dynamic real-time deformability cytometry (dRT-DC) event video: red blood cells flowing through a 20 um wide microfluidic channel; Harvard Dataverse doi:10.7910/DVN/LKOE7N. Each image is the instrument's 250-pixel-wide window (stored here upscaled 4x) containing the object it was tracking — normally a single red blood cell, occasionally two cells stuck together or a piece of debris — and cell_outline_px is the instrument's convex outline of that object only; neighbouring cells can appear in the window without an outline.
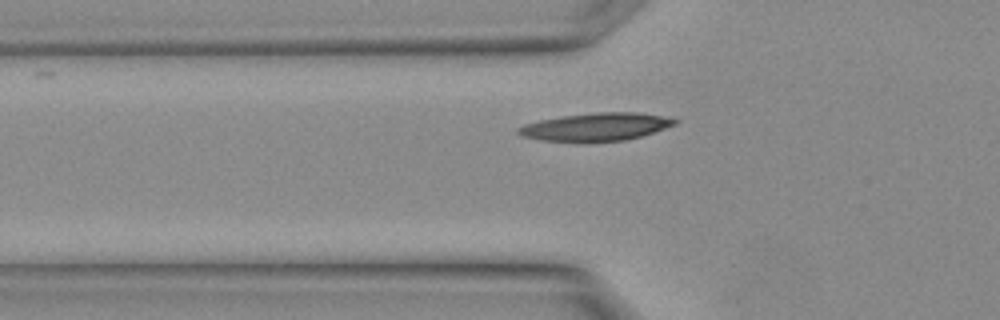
{"species": "Egyptian fruit bat (a non-hibernating species)", "species_latin": "Rousettus aegyptiacus", "temperature_condition": "warm", "stored_images_in_passage": 7, "camera_frame_rate_fps": 3000, "um_per_image_px": 0.085, "animal": {"sex": "female"}, "frame": {"image": 1, "passage_image": 4, "time_ms": 1.0, "image_size_px": [1000, 320], "cell_outline_px": [[680, 120], [676, 124], [640, 136], [624, 140], [540, 140], [520, 136], [516, 132], [516, 128], [524, 124], [540, 120], [560, 116], [600, 112], [636, 112], [660, 116]], "centroid_in_image_um": [50.6, 10.76], "position_along_channel_um": 75.2, "area_um2": 24.74}}
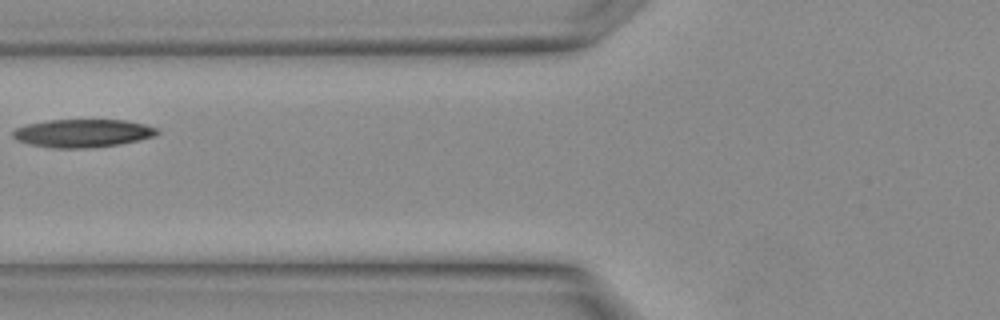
{"frame": {"image": 2, "passage_image": 6, "time_ms": 1.667, "image_size_px": [1000, 320], "cell_outline_px": [[160, 132], [156, 136], [140, 140], [120, 144], [88, 148], [52, 148], [28, 144], [16, 140], [12, 136], [12, 132], [16, 128], [28, 124], [48, 120], [124, 120], [144, 124], [156, 128]], "centroid_in_image_um": [7.02, 11.33], "position_along_channel_um": 118.8, "area_um2": 23.7}}